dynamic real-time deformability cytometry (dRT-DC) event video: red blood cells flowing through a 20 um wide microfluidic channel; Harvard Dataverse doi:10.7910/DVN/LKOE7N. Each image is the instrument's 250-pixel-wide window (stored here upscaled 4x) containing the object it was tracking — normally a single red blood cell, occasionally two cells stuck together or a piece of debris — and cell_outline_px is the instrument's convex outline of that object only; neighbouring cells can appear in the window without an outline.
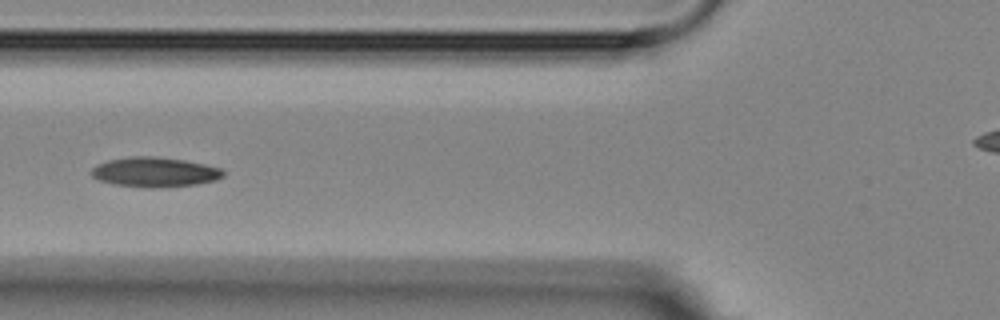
{"species": "Egyptian fruit bat (a non-hibernating species)", "species_latin": "Rousettus aegyptiacus", "temperature_condition": "room temperature", "stored_images_in_passage": 8, "camera_frame_rate_fps": 3000, "um_per_image_px": 0.085, "animal": {"sex": "female"}, "frame": {"image": 1, "passage_image": 4, "time_ms": 3.333, "image_size_px": [1000, 320], "cell_outline_px": [[224, 176], [216, 180], [196, 184], [160, 188], [152, 188], [112, 184], [100, 180], [92, 176], [88, 172], [96, 164], [108, 160], [132, 156], [152, 156], [184, 160], [204, 164], [220, 168], [224, 172]], "centroid_in_image_um": [13.12, 14.63], "position_along_channel_um": 112.7, "area_um2": 22.95}}
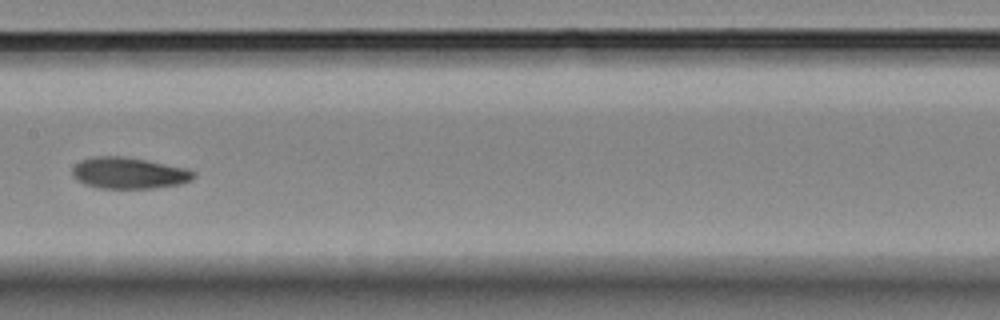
{"frame": {"image": 2, "passage_image": 6, "time_ms": 5.667, "image_size_px": [1000, 320], "cell_outline_px": [[196, 176], [192, 180], [180, 184], [152, 188], [96, 188], [84, 184], [76, 180], [72, 176], [72, 168], [80, 160], [96, 156], [120, 156], [144, 160], [188, 168], [196, 172]], "centroid_in_image_um": [10.95, 14.71], "position_along_channel_um": 196.5, "area_um2": 22.25}}
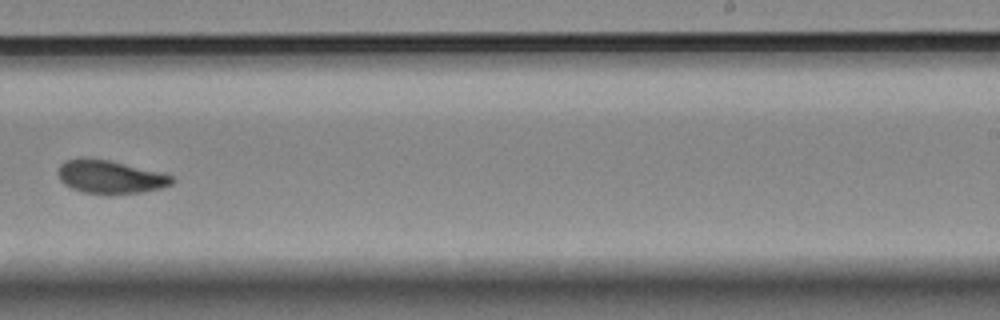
{"frame": {"image": 3, "passage_image": 8, "time_ms": 8.0, "image_size_px": [1000, 320], "cell_outline_px": [[176, 180], [172, 184], [160, 188], [144, 192], [84, 192], [72, 188], [64, 184], [60, 180], [56, 172], [60, 164], [64, 160], [108, 160], [172, 176]], "centroid_in_image_um": [9.34, 15.04], "position_along_channel_um": 279.7, "area_um2": 20.92}}